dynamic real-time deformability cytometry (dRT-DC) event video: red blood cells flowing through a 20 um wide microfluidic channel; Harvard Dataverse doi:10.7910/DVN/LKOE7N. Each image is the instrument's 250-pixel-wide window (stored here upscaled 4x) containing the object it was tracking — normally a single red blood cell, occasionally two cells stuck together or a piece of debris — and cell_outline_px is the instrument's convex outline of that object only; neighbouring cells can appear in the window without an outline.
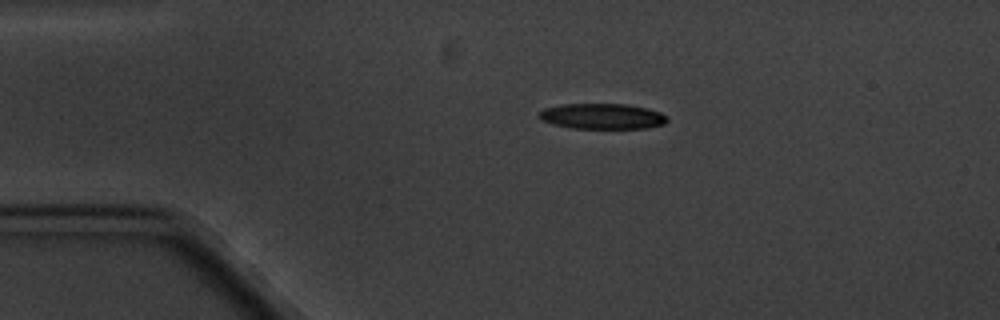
{"species": "common noctule bat (a hibernating species)", "species_latin": "Nyctalus noctula", "temperature_condition": "cold", "stored_images_in_passage": 5, "camera_frame_rate_fps": 3000, "um_per_image_px": 0.085, "animal": {"sex": "male", "body_mass_g": 20.1, "forearm_length_mm": 53.5}, "frame": {"image": 1, "passage_image": 3, "time_ms": 2.333, "image_size_px": [1000, 320], "cell_outline_px": [[668, 120], [664, 124], [644, 128], [572, 128], [552, 124], [540, 120], [536, 116], [536, 112], [544, 108], [560, 104], [628, 104], [660, 112]], "centroid_in_image_um": [51.08, 9.88], "position_along_channel_um": 33.9, "area_um2": 19.13}}
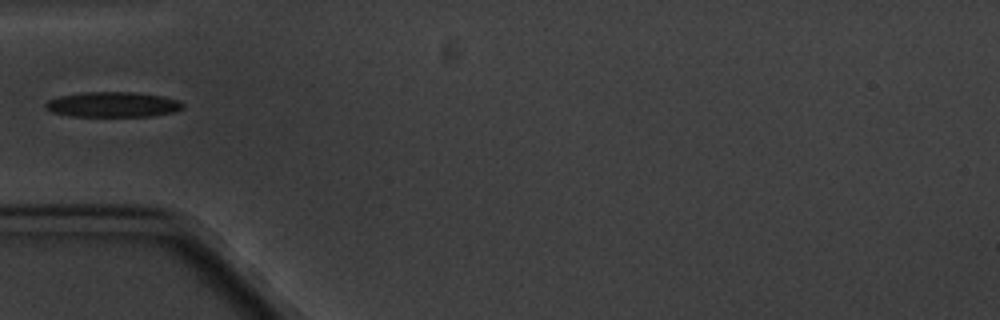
{"frame": {"image": 2, "passage_image": 5, "time_ms": 4.667, "image_size_px": [1000, 320], "cell_outline_px": [[184, 108], [172, 112], [148, 116], [68, 116], [52, 112], [44, 108], [44, 104], [48, 100], [60, 96], [80, 92], [136, 92], [164, 96], [180, 100], [184, 104]], "centroid_in_image_um": [9.58, 8.87], "position_along_channel_um": 75.4, "area_um2": 20.35}}